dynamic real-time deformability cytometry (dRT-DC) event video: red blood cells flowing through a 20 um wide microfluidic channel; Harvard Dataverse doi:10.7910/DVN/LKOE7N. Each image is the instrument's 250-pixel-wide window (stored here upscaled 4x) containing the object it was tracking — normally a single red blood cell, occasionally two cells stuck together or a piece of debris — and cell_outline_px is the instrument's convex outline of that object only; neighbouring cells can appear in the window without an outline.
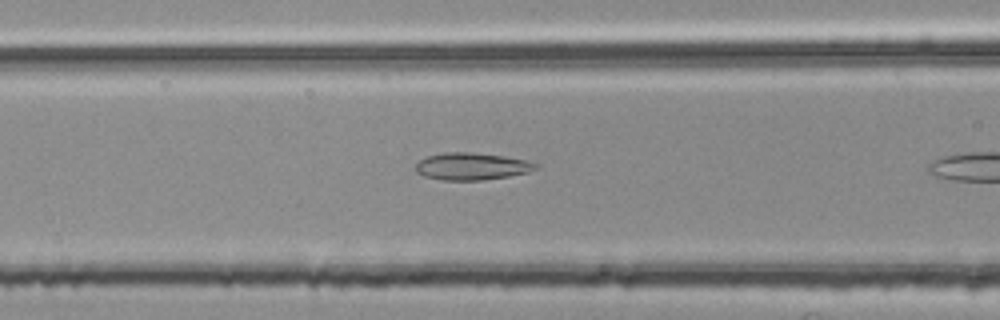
{"species": "common noctule bat (a hibernating species)", "species_latin": "Nyctalus noctula", "temperature_condition": "room temperature", "stored_images_in_passage": 9, "camera_frame_rate_fps": 3000, "um_per_image_px": 0.085, "animal": {"sex": "female", "body_mass_g": 25.1}, "frame": {"image": 1, "passage_image": 8, "time_ms": 2.333, "image_size_px": [1000, 320], "cell_outline_px": [[540, 168], [528, 172], [508, 176], [484, 180], [440, 180], [424, 176], [416, 172], [416, 164], [420, 160], [428, 156], [444, 152], [468, 152], [504, 156], [524, 160], [540, 164]], "centroid_in_image_um": [40.11, 14.14], "position_along_channel_um": 126.5, "area_um2": 19.02}}